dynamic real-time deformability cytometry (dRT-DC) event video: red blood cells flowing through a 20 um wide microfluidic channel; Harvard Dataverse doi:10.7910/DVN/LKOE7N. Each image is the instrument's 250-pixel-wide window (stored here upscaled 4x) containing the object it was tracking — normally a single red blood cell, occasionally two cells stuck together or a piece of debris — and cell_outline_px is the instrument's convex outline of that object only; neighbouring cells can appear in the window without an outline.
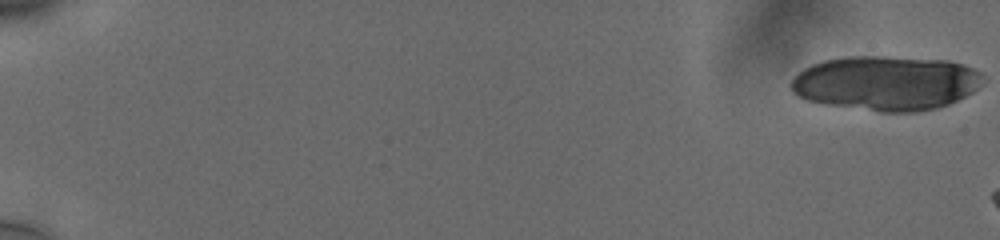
{"species": "human", "species_latin": "Homo sapiens", "temperature_condition": "cold", "stored_images_in_passage": 10, "camera_frame_rate_fps": 3000, "um_per_image_px": 0.085, "donor": {"sex": "male"}, "frame": {"image": 1, "passage_image": 1, "time_ms": 0.0, "image_size_px": [1000, 240], "cell_outline_px": [[980, 76], [976, 88], [972, 92], [948, 104], [936, 108], [916, 112], [880, 112], [824, 104], [808, 100], [800, 96], [792, 88], [792, 80], [804, 68], [812, 64], [824, 60], [848, 56], [884, 56], [948, 60], [964, 64], [980, 72]], "centroid_in_image_um": [75.3, 7.05], "position_along_channel_um": 9.7, "area_um2": 60.57}}